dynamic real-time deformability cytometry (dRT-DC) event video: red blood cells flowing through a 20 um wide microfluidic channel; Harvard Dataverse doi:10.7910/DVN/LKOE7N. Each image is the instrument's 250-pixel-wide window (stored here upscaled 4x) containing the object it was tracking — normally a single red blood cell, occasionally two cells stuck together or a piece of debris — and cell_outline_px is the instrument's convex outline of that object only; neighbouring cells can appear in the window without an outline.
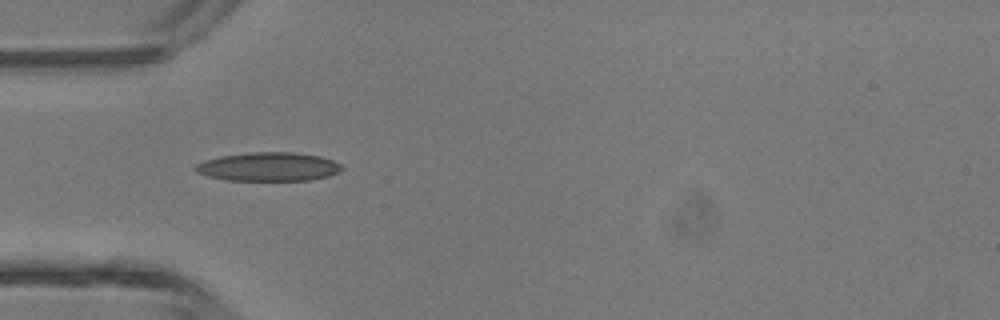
{"species": "common noctule bat (a hibernating species)", "species_latin": "Nyctalus noctula", "temperature_condition": "room temperature", "stored_images_in_passage": 4, "camera_frame_rate_fps": 3000, "um_per_image_px": 0.085, "animal": {"sex": "male", "body_mass_g": 13.3}, "frame": {"image": 1, "passage_image": 3, "time_ms": 2.333, "image_size_px": [1000, 320], "cell_outline_px": [[344, 168], [328, 176], [312, 180], [228, 180], [208, 176], [196, 172], [192, 168], [196, 164], [204, 160], [220, 156], [252, 152], [292, 152], [320, 156], [332, 160], [340, 164]], "centroid_in_image_um": [22.79, 14.17], "position_along_channel_um": 62.2, "area_um2": 24.45}}
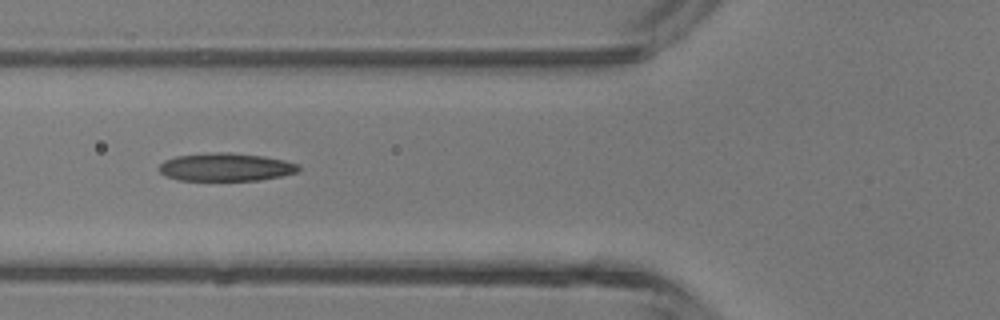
{"frame": {"image": 2, "passage_image": 4, "time_ms": 3.333, "image_size_px": [1000, 320], "cell_outline_px": [[300, 168], [296, 172], [280, 176], [260, 180], [180, 180], [164, 176], [160, 172], [160, 164], [164, 160], [176, 156], [212, 152], [228, 152], [264, 156], [284, 160], [300, 164]], "centroid_in_image_um": [19.19, 14.19], "position_along_channel_um": 106.6, "area_um2": 22.77}}